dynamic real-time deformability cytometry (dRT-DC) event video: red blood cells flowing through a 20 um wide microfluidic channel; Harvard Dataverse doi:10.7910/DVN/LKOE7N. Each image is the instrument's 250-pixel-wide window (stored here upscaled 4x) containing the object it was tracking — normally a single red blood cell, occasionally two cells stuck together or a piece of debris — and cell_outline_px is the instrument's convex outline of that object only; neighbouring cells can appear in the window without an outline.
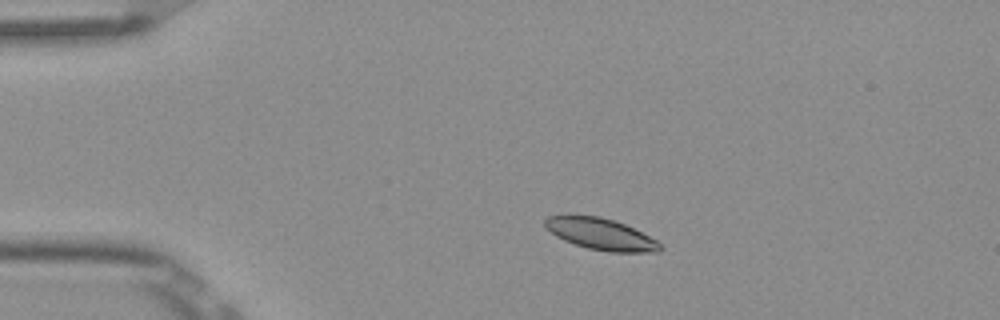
{"species": "Egyptian fruit bat (a non-hibernating species)", "species_latin": "Rousettus aegyptiacus", "temperature_condition": "room temperature", "stored_images_in_passage": 5, "camera_frame_rate_fps": 3000, "um_per_image_px": 0.085, "frame": {"image": 1, "passage_image": 2, "time_ms": 0.333, "image_size_px": [1000, 320], "cell_outline_px": [[664, 248], [660, 252], [608, 252], [588, 248], [564, 240], [556, 236], [544, 228], [544, 220], [548, 216], [600, 216], [624, 224], [656, 240]], "centroid_in_image_um": [51.06, 19.91], "position_along_channel_um": 33.9, "area_um2": 20.87}}
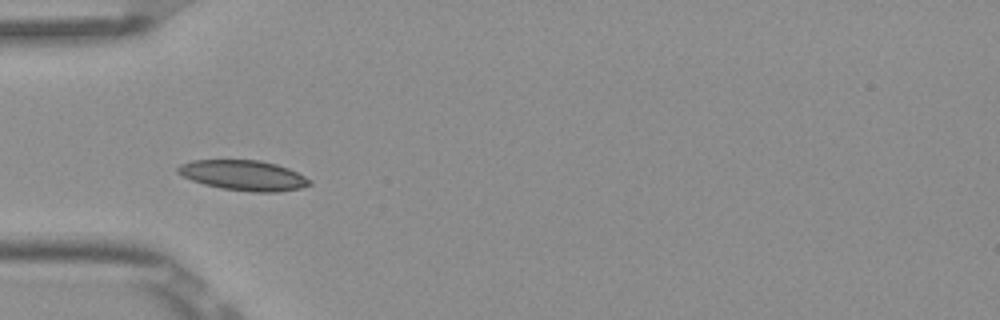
{"frame": {"image": 2, "passage_image": 4, "time_ms": 1.0, "image_size_px": [1000, 320], "cell_outline_px": [[312, 184], [300, 188], [276, 192], [252, 192], [220, 188], [204, 184], [192, 180], [176, 172], [176, 168], [180, 164], [192, 160], [260, 160], [276, 164], [288, 168], [312, 180]], "centroid_in_image_um": [20.69, 14.9], "position_along_channel_um": 64.3, "area_um2": 23.18}}
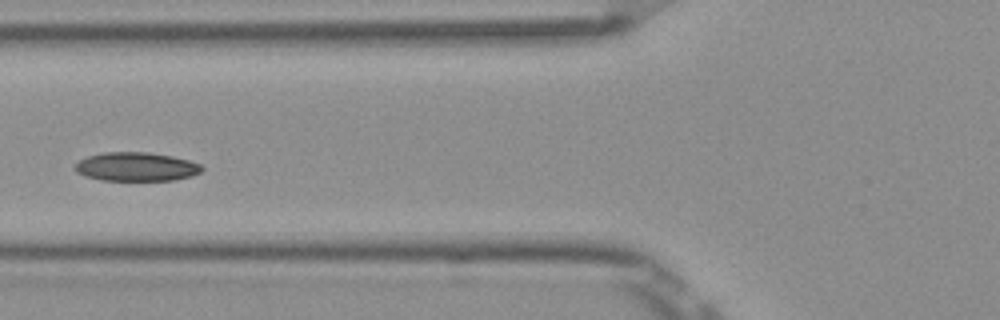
{"frame": {"image": 3, "passage_image": 5, "time_ms": 1.333, "image_size_px": [1000, 320], "cell_outline_px": [[204, 168], [200, 172], [192, 176], [172, 180], [100, 180], [84, 176], [76, 172], [76, 164], [80, 160], [88, 156], [104, 152], [148, 152], [172, 156], [188, 160], [200, 164]], "centroid_in_image_um": [11.59, 14.17], "position_along_channel_um": 114.2, "area_um2": 21.21}}